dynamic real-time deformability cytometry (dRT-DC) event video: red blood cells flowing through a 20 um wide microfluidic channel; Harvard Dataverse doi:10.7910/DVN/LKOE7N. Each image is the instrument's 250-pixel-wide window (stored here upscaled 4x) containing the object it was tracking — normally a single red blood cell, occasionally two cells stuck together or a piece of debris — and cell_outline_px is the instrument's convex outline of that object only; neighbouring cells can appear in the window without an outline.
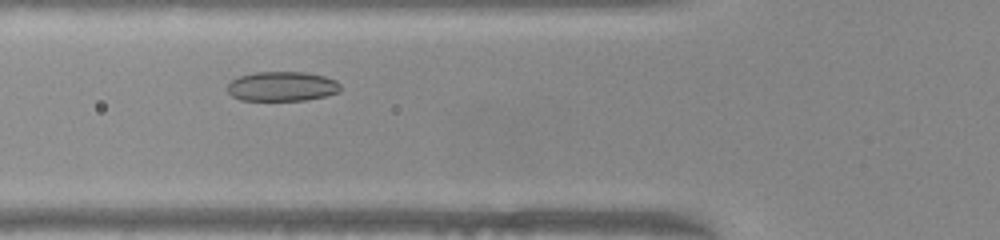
{"species": "common noctule bat (a hibernating species)", "species_latin": "Nyctalus noctula", "temperature_condition": "warm", "stored_images_in_passage": 41, "camera_frame_rate_fps": 3000, "um_per_image_px": 0.085, "animal": {"sex": "female", "body_mass_g": 22.0, "forearm_length_mm": 56.7}, "frame": {"image": 1, "passage_image": 8, "time_ms": 2.333, "image_size_px": [1000, 240], "cell_outline_px": [[340, 92], [324, 96], [304, 100], [240, 100], [232, 96], [228, 92], [228, 84], [232, 80], [240, 76], [256, 72], [304, 72], [324, 76], [336, 80], [340, 84]], "centroid_in_image_um": [23.98, 7.34], "position_along_channel_um": 101.8, "area_um2": 19.42}}
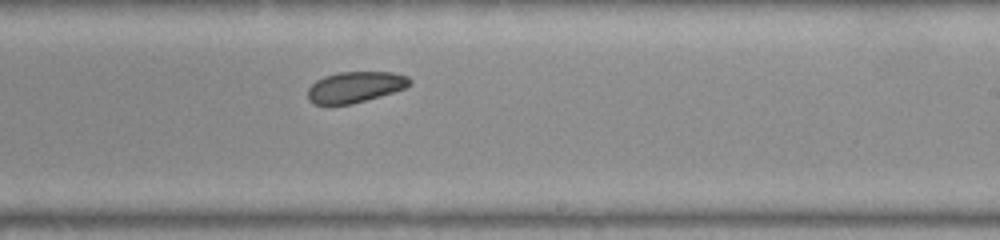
{"frame": {"image": 2, "passage_image": 20, "time_ms": 6.333, "image_size_px": [1000, 240], "cell_outline_px": [[412, 84], [404, 88], [392, 92], [352, 104], [312, 104], [308, 100], [308, 88], [316, 80], [324, 76], [340, 72], [392, 72], [408, 76], [412, 80]], "centroid_in_image_um": [30.18, 7.39], "position_along_channel_um": 258.8, "area_um2": 18.32}}
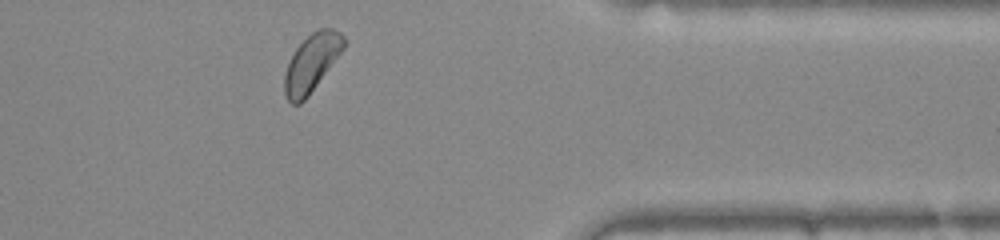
{"frame": {"image": 3, "passage_image": 31, "time_ms": 10.0, "image_size_px": [1000, 240], "cell_outline_px": [[348, 44], [308, 96], [300, 104], [292, 104], [288, 100], [284, 92], [284, 76], [288, 64], [296, 48], [316, 28], [332, 28], [340, 32], [344, 36]], "centroid_in_image_um": [26.52, 5.33], "position_along_channel_um": 384.9, "area_um2": 19.88}, "authors_computed_cell_mechanics": {"area_um2": 19.7676, "velocity_mm_per_s": 3.9375, "shape_relaxation_time_tau1_ms": 2.6622, "shape_relaxation_time_tau2_ms": null, "deformation_change_tau1": 0.0567, "deformation_change_tau2": null}}